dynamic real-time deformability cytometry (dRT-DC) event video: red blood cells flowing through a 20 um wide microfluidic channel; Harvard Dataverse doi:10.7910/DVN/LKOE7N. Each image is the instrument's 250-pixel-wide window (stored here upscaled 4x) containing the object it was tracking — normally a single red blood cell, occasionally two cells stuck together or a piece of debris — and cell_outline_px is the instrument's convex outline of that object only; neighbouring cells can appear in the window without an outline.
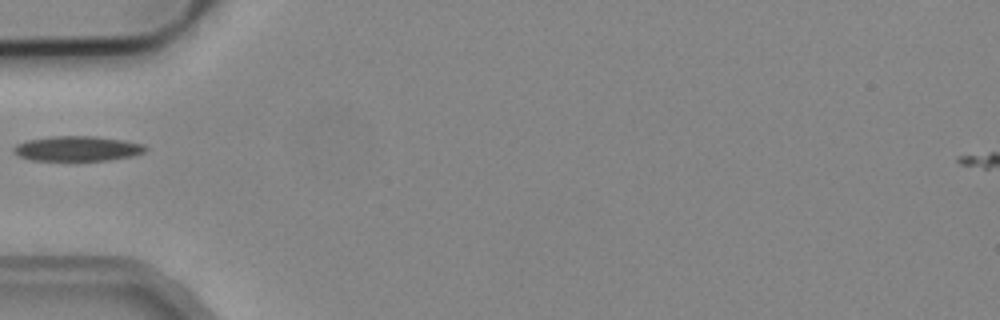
{"species": "common noctule bat (a hibernating species)", "species_latin": "Nyctalus noctula", "temperature_condition": "cold", "stored_images_in_passage": 1, "camera_frame_rate_fps": 3000, "um_per_image_px": 0.085, "animal": {"sex": "male", "body_mass_g": 19.2, "forearm_length_mm": 51.8}, "frame": {"image": 1, "passage_image": 1, "time_ms": 0.0, "image_size_px": [1000, 320], "cell_outline_px": [[148, 148], [144, 152], [132, 156], [104, 160], [32, 160], [20, 156], [12, 152], [12, 148], [16, 144], [28, 140], [52, 136], [96, 136], [124, 140], [144, 144]], "centroid_in_image_um": [6.57, 12.62], "position_along_channel_um": 78.4, "area_um2": 19.13}}